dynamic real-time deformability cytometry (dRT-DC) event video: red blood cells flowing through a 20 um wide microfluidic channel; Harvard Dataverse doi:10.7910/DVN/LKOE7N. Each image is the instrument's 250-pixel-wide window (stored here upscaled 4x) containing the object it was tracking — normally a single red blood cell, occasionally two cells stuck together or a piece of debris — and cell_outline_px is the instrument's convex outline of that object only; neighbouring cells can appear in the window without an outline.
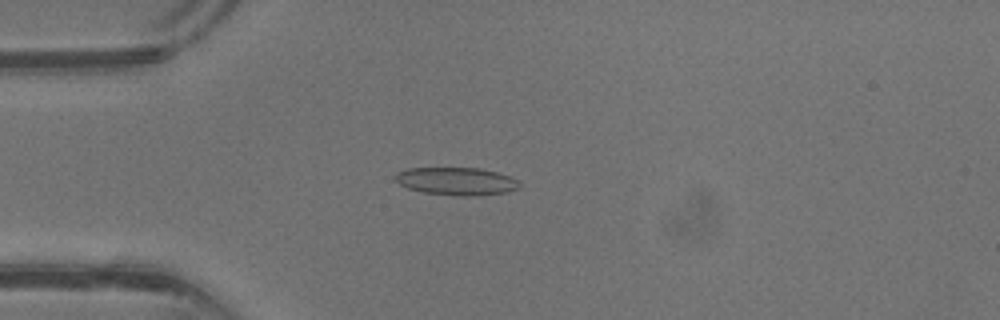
{"species": "common noctule bat (a hibernating species)", "species_latin": "Nyctalus noctula", "temperature_condition": "warm", "stored_images_in_passage": 33, "camera_frame_rate_fps": 3000, "um_per_image_px": 0.085, "animal": {"sex": "male", "body_mass_g": 13.3}, "frame": {"image": 1, "passage_image": 3, "time_ms": 0.667, "image_size_px": [1000, 320], "cell_outline_px": [[520, 188], [508, 192], [476, 196], [452, 196], [424, 192], [408, 188], [400, 184], [396, 180], [396, 172], [408, 168], [480, 168], [496, 172], [520, 180]], "centroid_in_image_um": [38.84, 15.41], "position_along_channel_um": 46.2, "area_um2": 20.23}}
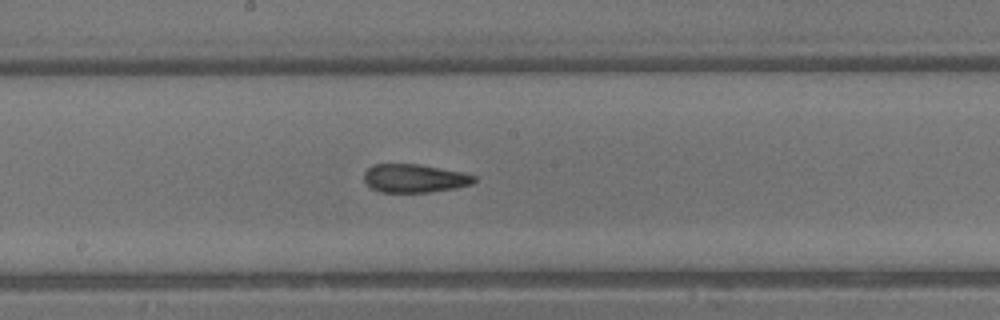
{"frame": {"image": 2, "passage_image": 14, "time_ms": 4.333, "image_size_px": [1000, 320], "cell_outline_px": [[476, 180], [472, 184], [456, 188], [428, 192], [380, 192], [372, 188], [364, 180], [364, 172], [372, 164], [420, 164], [464, 172], [476, 176]], "centroid_in_image_um": [35.25, 15.15], "position_along_channel_um": 212.9, "area_um2": 18.32}}
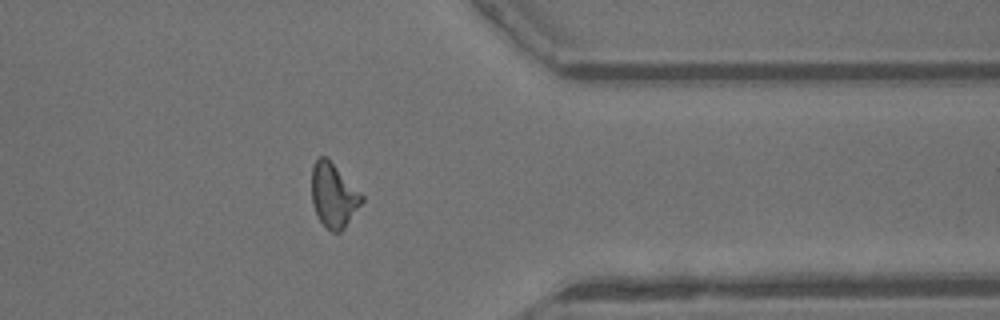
{"frame": {"image": 3, "passage_image": 25, "time_ms": 8.0, "image_size_px": [1000, 320], "cell_outline_px": [[364, 200], [344, 228], [340, 232], [332, 232], [320, 220], [312, 204], [312, 164], [320, 156], [324, 156], [364, 196]], "centroid_in_image_um": [28.34, 16.62], "position_along_channel_um": 383.1, "area_um2": 18.21}, "authors_computed_cell_mechanics": {"area_um2": 18.496, "velocity_mm_per_s": 4.9883, "shape_relaxation_time_tau1_ms": null, "shape_relaxation_time_tau2_ms": 3.5827, "deformation_change_tau1": null, "deformation_change_tau2": 0.1333}}